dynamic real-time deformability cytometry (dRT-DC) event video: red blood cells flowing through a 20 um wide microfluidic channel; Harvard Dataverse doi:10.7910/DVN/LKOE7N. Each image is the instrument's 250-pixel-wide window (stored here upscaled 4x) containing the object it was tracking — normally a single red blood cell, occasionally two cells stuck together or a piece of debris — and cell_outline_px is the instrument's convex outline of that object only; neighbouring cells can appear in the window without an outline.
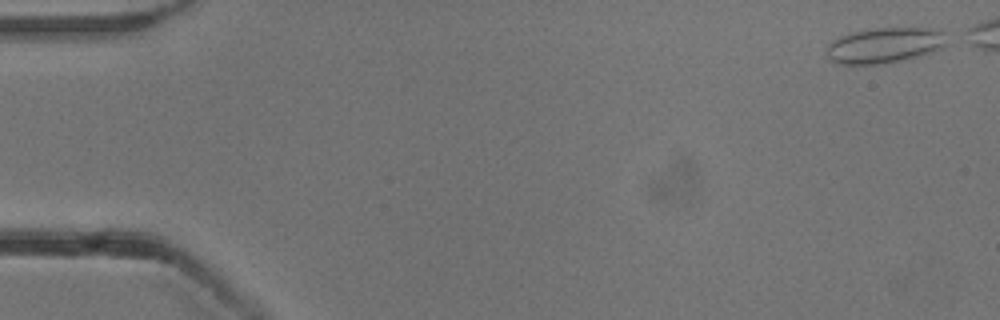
{"species": "common noctule bat (a hibernating species)", "species_latin": "Nyctalus noctula", "temperature_condition": "cold", "stored_images_in_passage": 7, "camera_frame_rate_fps": 3000, "um_per_image_px": 0.085, "animal": {"sex": "male", "body_mass_g": 13.3}, "frame": {"image": 1, "passage_image": 1, "time_ms": 0.0, "image_size_px": [1000, 320], "cell_outline_px": [[944, 48], [920, 56], [904, 60], [880, 64], [840, 64], [832, 60], [828, 56], [828, 44], [832, 40], [840, 36], [852, 32], [872, 28], [932, 28], [944, 32]], "centroid_in_image_um": [75.2, 3.85], "position_along_channel_um": 9.8, "area_um2": 24.8}}